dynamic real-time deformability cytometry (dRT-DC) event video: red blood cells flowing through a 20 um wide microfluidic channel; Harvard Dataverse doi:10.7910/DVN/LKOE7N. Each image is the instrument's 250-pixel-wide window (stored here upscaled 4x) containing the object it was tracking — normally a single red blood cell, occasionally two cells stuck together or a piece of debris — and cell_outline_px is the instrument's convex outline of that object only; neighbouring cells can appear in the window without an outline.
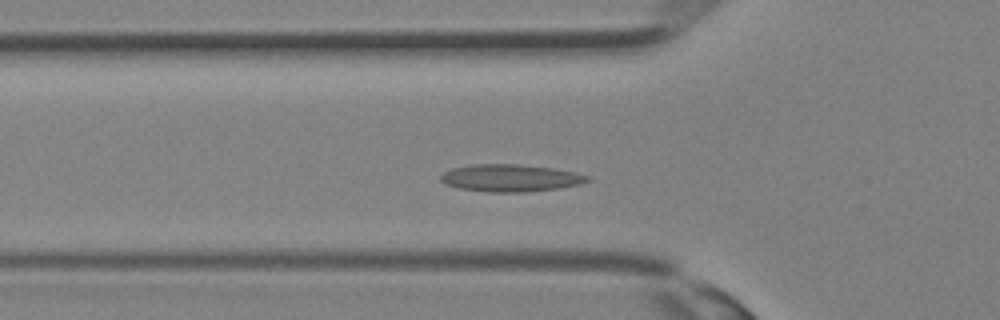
{"species": "Egyptian fruit bat (a non-hibernating species)", "species_latin": "Rousettus aegyptiacus", "temperature_condition": "room temperature", "stored_images_in_passage": 30, "camera_frame_rate_fps": 3000, "um_per_image_px": 0.085, "animal": {"sex": "female"}, "frame": {"image": 1, "passage_image": 8, "time_ms": 2.333, "image_size_px": [1000, 320], "cell_outline_px": [[592, 180], [580, 184], [560, 188], [524, 192], [488, 192], [460, 188], [448, 184], [440, 180], [440, 176], [444, 172], [452, 168], [472, 164], [520, 164], [552, 168], [576, 172], [588, 176]], "centroid_in_image_um": [43.42, 15.12], "position_along_channel_um": 82.4, "area_um2": 23.29}}
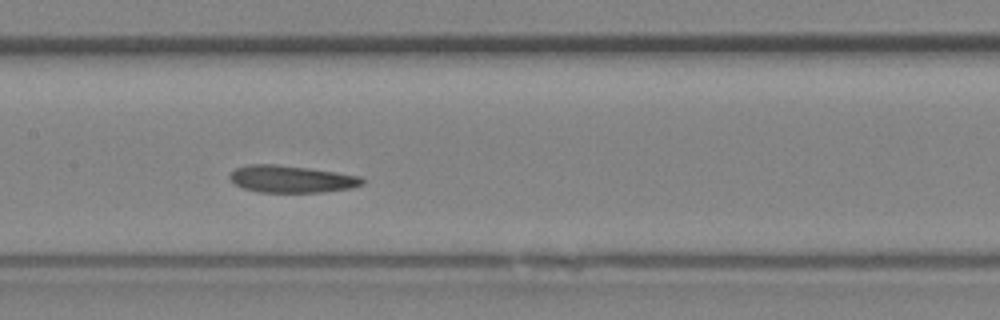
{"frame": {"image": 2, "passage_image": 13, "time_ms": 4.0, "image_size_px": [1000, 320], "cell_outline_px": [[364, 184], [352, 188], [324, 192], [260, 192], [244, 188], [236, 184], [228, 176], [236, 168], [248, 164], [276, 164], [308, 168], [360, 176], [364, 180]], "centroid_in_image_um": [24.79, 15.22], "position_along_channel_um": 182.6, "area_um2": 20.81}}
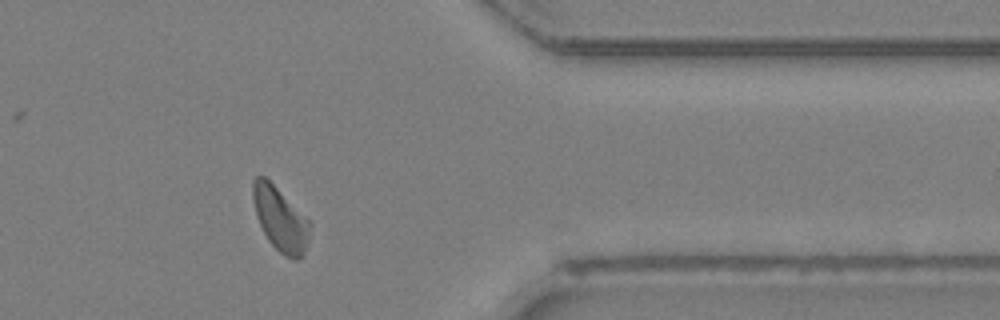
{"frame": {"image": 3, "passage_image": 24, "time_ms": 7.667, "image_size_px": [1000, 320], "cell_outline_px": [[312, 224], [308, 240], [304, 252], [296, 260], [292, 260], [284, 256], [268, 240], [256, 216], [252, 200], [252, 180], [256, 176], [264, 176]], "centroid_in_image_um": [23.8, 18.64], "position_along_channel_um": 387.6, "area_um2": 20.81}}